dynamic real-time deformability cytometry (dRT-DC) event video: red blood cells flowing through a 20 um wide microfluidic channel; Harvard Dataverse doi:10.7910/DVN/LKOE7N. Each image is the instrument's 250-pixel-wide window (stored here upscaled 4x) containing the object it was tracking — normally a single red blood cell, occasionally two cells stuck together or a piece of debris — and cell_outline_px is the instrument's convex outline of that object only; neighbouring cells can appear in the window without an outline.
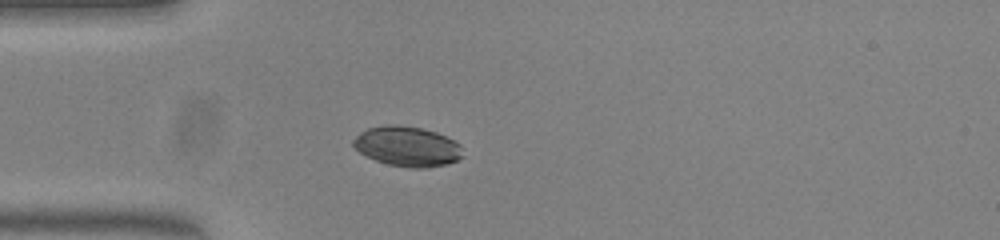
{"species": "common noctule bat (a hibernating species)", "species_latin": "Nyctalus noctula", "temperature_condition": "warm", "stored_images_in_passage": 38, "camera_frame_rate_fps": 3000, "um_per_image_px": 0.085, "animal": {"sex": "female", "body_mass_g": 23.0, "forearm_length_mm": 53.4}, "frame": {"image": 1, "passage_image": 1, "time_ms": 0.0, "image_size_px": [1000, 240], "cell_outline_px": [[460, 156], [456, 160], [448, 164], [424, 168], [408, 168], [388, 164], [376, 160], [360, 152], [352, 144], [352, 140], [360, 132], [368, 128], [388, 124], [392, 124], [420, 128], [436, 132], [460, 144]], "centroid_in_image_um": [34.58, 12.44], "position_along_channel_um": 50.4, "area_um2": 25.14}}
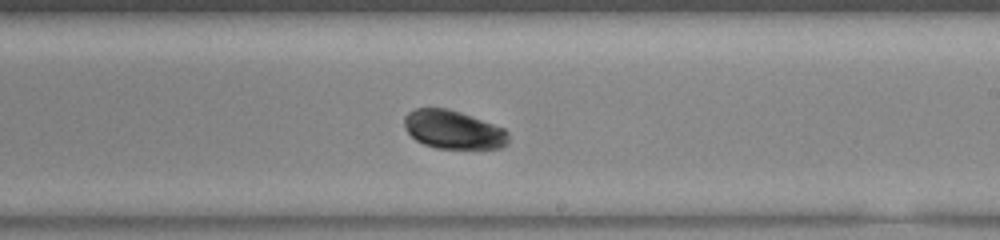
{"frame": {"image": 2, "passage_image": 17, "time_ms": 5.333, "image_size_px": [1000, 240], "cell_outline_px": [[508, 144], [500, 148], [436, 148], [424, 144], [416, 140], [404, 128], [404, 116], [408, 112], [416, 108], [448, 108], [460, 112], [504, 128], [508, 132]], "centroid_in_image_um": [38.52, 11.02], "position_along_channel_um": 250.5, "area_um2": 23.29}}
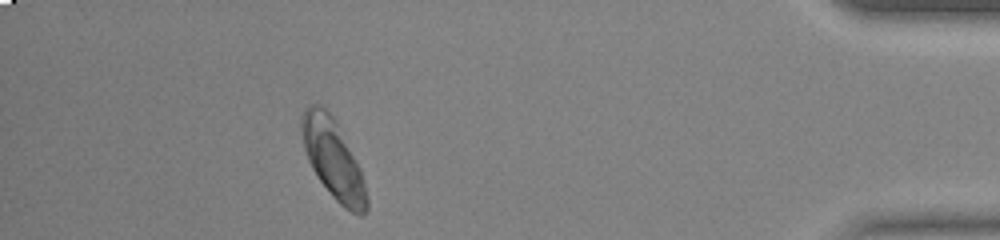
{"frame": {"image": 3, "passage_image": 33, "time_ms": 10.667, "image_size_px": [1000, 240], "cell_outline_px": [[368, 208], [364, 216], [360, 216], [344, 208], [332, 196], [320, 180], [312, 168], [308, 160], [304, 148], [300, 128], [300, 116], [304, 108], [312, 104], [320, 104], [336, 120], [360, 168], [368, 200]], "centroid_in_image_um": [28.3, 13.51], "position_along_channel_um": 406.9, "area_um2": 30.0}, "authors_computed_cell_mechanics": {"area_um2": 24.4205, "velocity_mm_per_s": 3.9506, "shape_relaxation_time_tau1_ms": 0.9778, "shape_relaxation_time_tau2_ms": null, "deformation_change_tau1": 0.0637, "deformation_change_tau2": null}}